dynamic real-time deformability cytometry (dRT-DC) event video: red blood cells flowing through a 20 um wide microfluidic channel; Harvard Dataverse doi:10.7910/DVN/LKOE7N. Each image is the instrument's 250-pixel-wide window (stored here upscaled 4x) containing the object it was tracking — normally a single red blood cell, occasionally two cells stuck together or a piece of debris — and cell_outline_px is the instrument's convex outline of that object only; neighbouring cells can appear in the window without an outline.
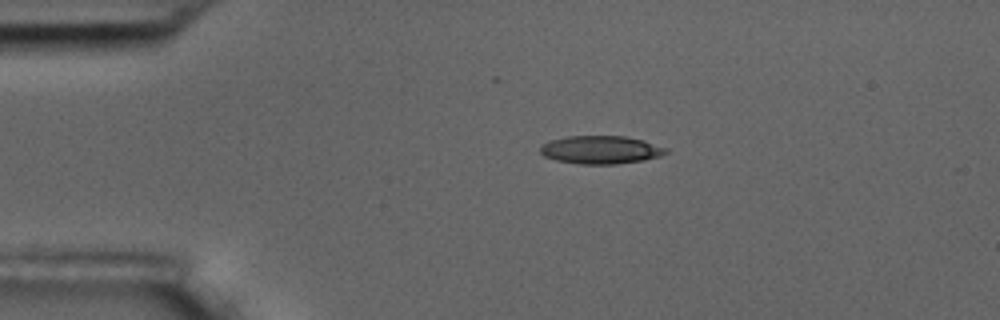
{"species": "common noctule bat (a hibernating species)", "species_latin": "Nyctalus noctula", "temperature_condition": "room temperature", "stored_images_in_passage": 4, "camera_frame_rate_fps": 3000, "um_per_image_px": 0.085, "animal": {"sex": "male", "body_mass_g": 17.5, "forearm_length_mm": 52.3}, "frame": {"image": 1, "passage_image": 1, "time_ms": 0.0, "image_size_px": [1000, 320], "cell_outline_px": [[668, 152], [660, 156], [644, 160], [616, 164], [580, 164], [556, 160], [544, 156], [540, 152], [540, 148], [544, 144], [552, 140], [568, 136], [624, 136], [644, 140], [668, 148]], "centroid_in_image_um": [51.1, 12.73], "position_along_channel_um": 33.9, "area_um2": 20.52}}
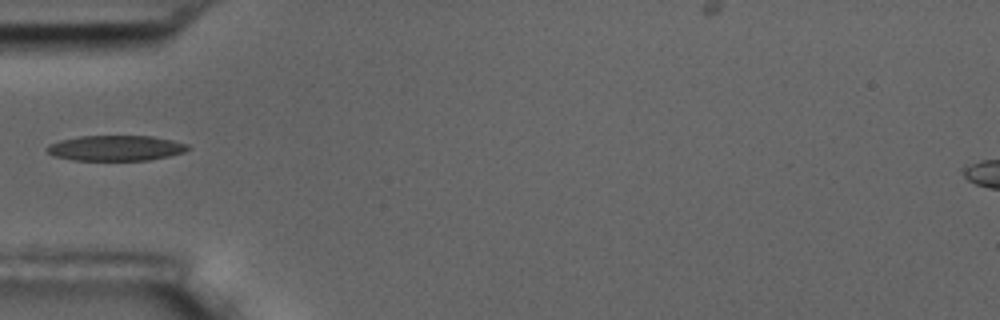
{"frame": {"image": 2, "passage_image": 3, "time_ms": 2.333, "image_size_px": [1000, 320], "cell_outline_px": [[192, 148], [184, 152], [168, 156], [148, 160], [72, 160], [56, 156], [48, 152], [44, 148], [48, 144], [60, 140], [80, 136], [152, 136], [172, 140], [188, 144]], "centroid_in_image_um": [9.84, 12.58], "position_along_channel_um": 75.2, "area_um2": 20.87}}